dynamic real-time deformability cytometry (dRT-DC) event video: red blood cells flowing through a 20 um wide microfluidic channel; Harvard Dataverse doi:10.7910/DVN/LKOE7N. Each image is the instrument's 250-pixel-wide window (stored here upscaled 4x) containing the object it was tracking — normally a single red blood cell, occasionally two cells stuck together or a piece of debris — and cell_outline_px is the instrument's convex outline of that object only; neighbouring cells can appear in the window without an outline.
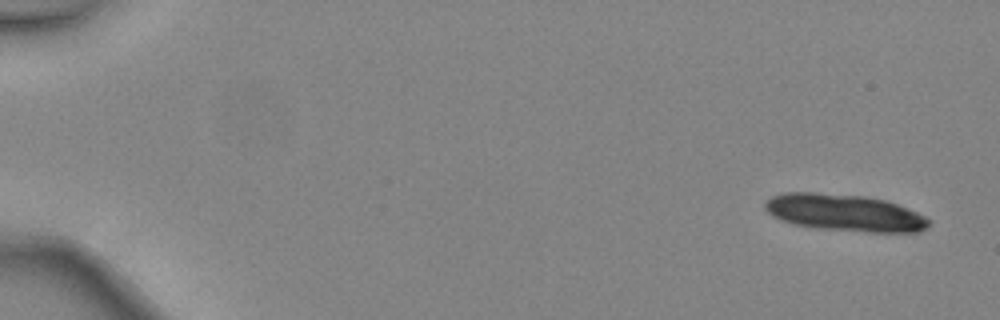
{"species": "common noctule bat (a hibernating species)", "species_latin": "Nyctalus noctula", "temperature_condition": "warm", "stored_images_in_passage": 6, "camera_frame_rate_fps": 3000, "um_per_image_px": 0.085, "animal": {"sex": "female", "body_mass_g": 24.6, "forearm_length_mm": 56.2}, "frame": {"image": 1, "passage_image": 1, "time_ms": 0.0, "image_size_px": [1000, 320], "cell_outline_px": [[932, 224], [928, 228], [920, 232], [868, 232], [812, 228], [792, 224], [780, 220], [772, 216], [764, 208], [764, 200], [772, 196], [784, 192], [816, 192], [864, 196], [884, 200], [896, 204], [916, 212], [932, 220]], "centroid_in_image_um": [71.77, 18.09], "position_along_channel_um": 13.2, "area_um2": 35.72}}
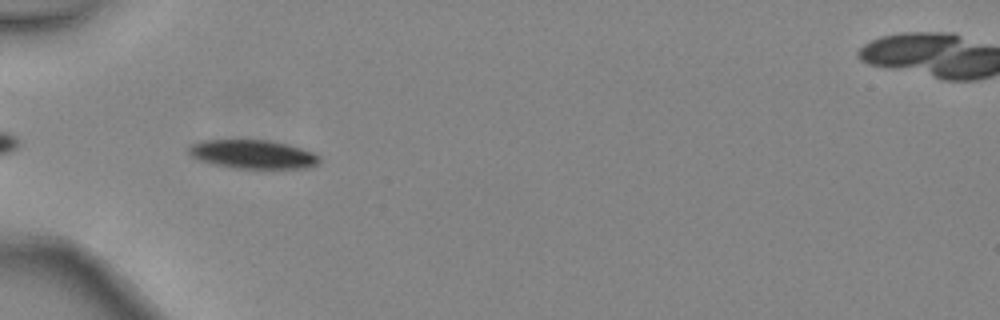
{"frame": {"image": 2, "passage_image": 5, "time_ms": 1.333, "image_size_px": [1000, 320], "cell_outline_px": [[320, 160], [316, 164], [308, 168], [232, 168], [212, 164], [200, 160], [192, 156], [188, 152], [188, 148], [192, 144], [200, 140], [268, 140], [288, 144], [312, 152], [320, 156]], "centroid_in_image_um": [21.47, 13.11], "position_along_channel_um": 63.5, "area_um2": 21.85}}
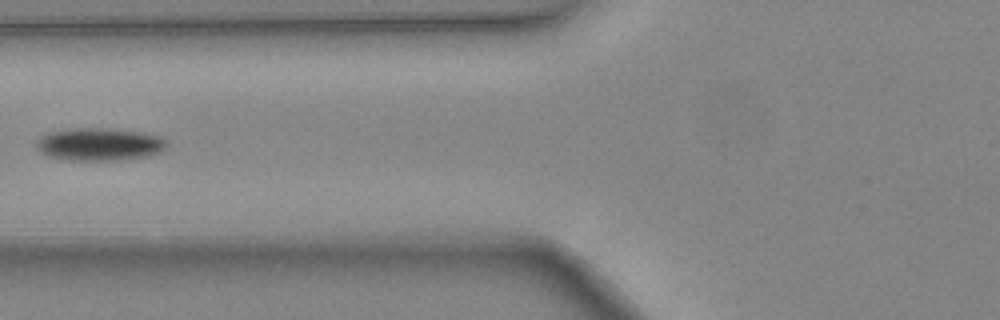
{"frame": {"image": 3, "passage_image": 6, "time_ms": 1.667, "image_size_px": [1000, 320], "cell_outline_px": [[168, 144], [160, 152], [148, 156], [116, 160], [68, 160], [48, 156], [40, 152], [36, 148], [36, 140], [40, 136], [48, 132], [68, 128], [112, 128], [160, 136]], "centroid_in_image_um": [8.38, 12.26], "position_along_channel_um": 117.4, "area_um2": 24.91}}